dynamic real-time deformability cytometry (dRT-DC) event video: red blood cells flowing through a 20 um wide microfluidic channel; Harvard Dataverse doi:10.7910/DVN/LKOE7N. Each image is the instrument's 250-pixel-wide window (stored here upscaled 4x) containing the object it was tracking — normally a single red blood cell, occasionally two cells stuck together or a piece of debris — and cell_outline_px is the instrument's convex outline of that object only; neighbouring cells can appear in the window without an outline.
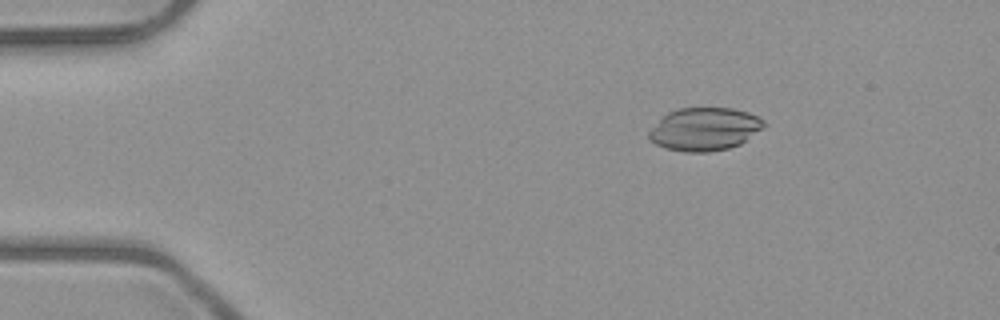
{"species": "common noctule bat (a hibernating species)", "species_latin": "Nyctalus noctula", "temperature_condition": "room temperature", "stored_images_in_passage": 5, "camera_frame_rate_fps": 3000, "um_per_image_px": 0.085, "animal": {"sex": "male", "body_mass_g": 23.1, "forearm_length_mm": 52.7}, "frame": {"image": 1, "passage_image": 3, "time_ms": 2.333, "image_size_px": [1000, 320], "cell_outline_px": [[768, 124], [764, 128], [740, 144], [728, 148], [708, 152], [684, 152], [664, 148], [656, 144], [648, 136], [648, 132], [668, 112], [680, 108], [732, 108], [748, 112], [764, 120]], "centroid_in_image_um": [59.92, 10.98], "position_along_channel_um": 25.1, "area_um2": 28.73}}